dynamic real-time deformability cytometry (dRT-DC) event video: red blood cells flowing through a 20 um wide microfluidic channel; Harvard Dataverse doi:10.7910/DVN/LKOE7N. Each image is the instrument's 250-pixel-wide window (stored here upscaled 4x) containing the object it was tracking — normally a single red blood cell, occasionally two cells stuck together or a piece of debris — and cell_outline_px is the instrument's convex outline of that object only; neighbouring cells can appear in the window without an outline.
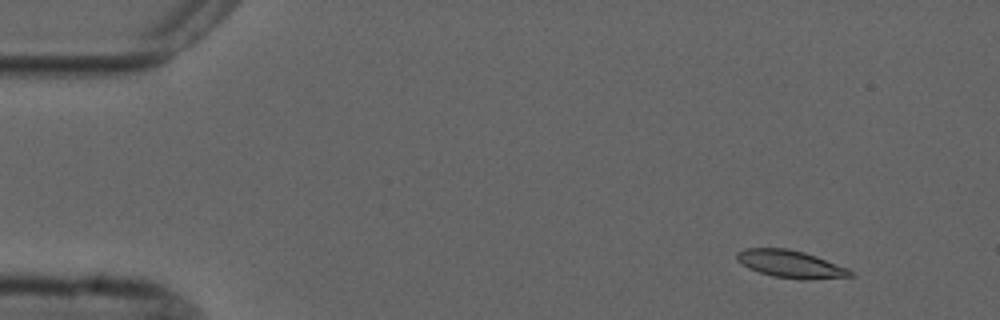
{"species": "common noctule bat (a hibernating species)", "species_latin": "Nyctalus noctula", "temperature_condition": "cold", "stored_images_in_passage": 3, "camera_frame_rate_fps": 3000, "um_per_image_px": 0.085, "animal": {"sex": "male", "forearm_length_mm": 52.5}, "frame": {"image": 1, "passage_image": 1, "time_ms": 0.0, "image_size_px": [1000, 320], "cell_outline_px": [[856, 276], [808, 280], [800, 280], [772, 276], [748, 268], [736, 260], [736, 252], [744, 248], [788, 248], [804, 252], [816, 256], [848, 268]], "centroid_in_image_um": [67.2, 22.45], "position_along_channel_um": 17.8, "area_um2": 18.38}}
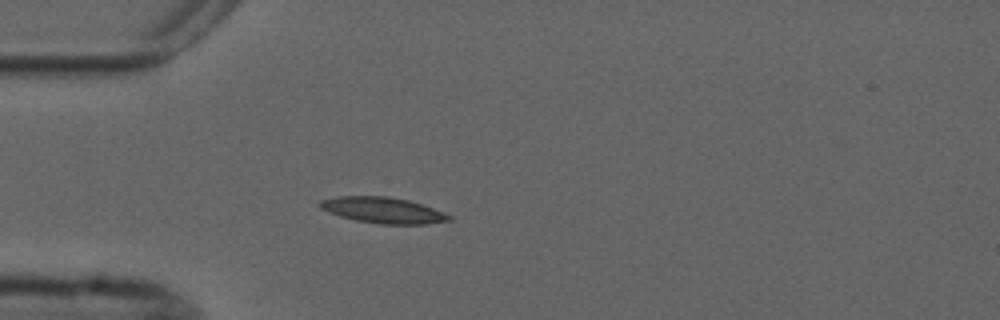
{"frame": {"image": 2, "passage_image": 3, "time_ms": 3.333, "image_size_px": [1000, 320], "cell_outline_px": [[452, 220], [428, 224], [380, 224], [356, 220], [340, 216], [328, 212], [320, 208], [316, 204], [320, 200], [336, 196], [388, 196], [408, 200], [432, 208], [452, 216]], "centroid_in_image_um": [32.51, 17.86], "position_along_channel_um": 52.5, "area_um2": 19.54}}